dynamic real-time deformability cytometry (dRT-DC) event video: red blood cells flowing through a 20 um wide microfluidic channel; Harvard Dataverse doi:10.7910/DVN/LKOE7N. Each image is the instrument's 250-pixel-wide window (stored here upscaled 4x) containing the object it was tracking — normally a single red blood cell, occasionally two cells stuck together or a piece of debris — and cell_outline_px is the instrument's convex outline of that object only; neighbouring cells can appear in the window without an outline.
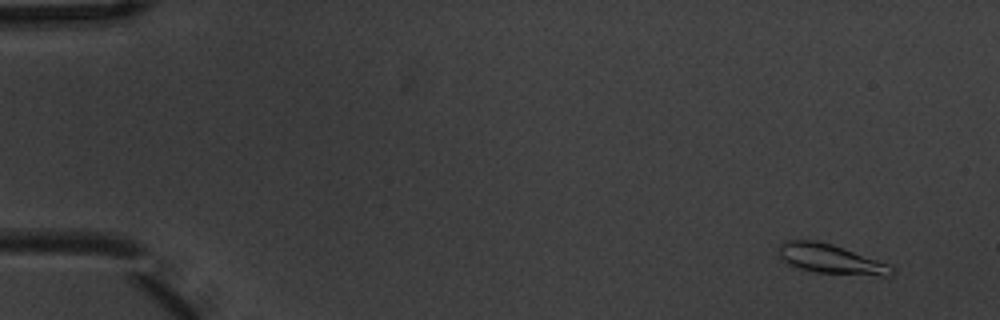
{"species": "common noctule bat (a hibernating species)", "species_latin": "Nyctalus noctula", "temperature_condition": "warm", "stored_images_in_passage": 10, "camera_frame_rate_fps": 3000, "um_per_image_px": 0.085, "animal": {"sex": "male", "body_mass_g": 20.1, "forearm_length_mm": 53.5}, "frame": {"image": 1, "passage_image": 1, "time_ms": 0.0, "image_size_px": [1000, 320], "cell_outline_px": [[896, 272], [892, 276], [880, 276], [816, 272], [796, 268], [788, 264], [780, 256], [780, 244], [784, 240], [812, 240], [832, 244], [888, 264]], "centroid_in_image_um": [70.61, 22.03], "position_along_channel_um": 14.4, "area_um2": 19.19}}
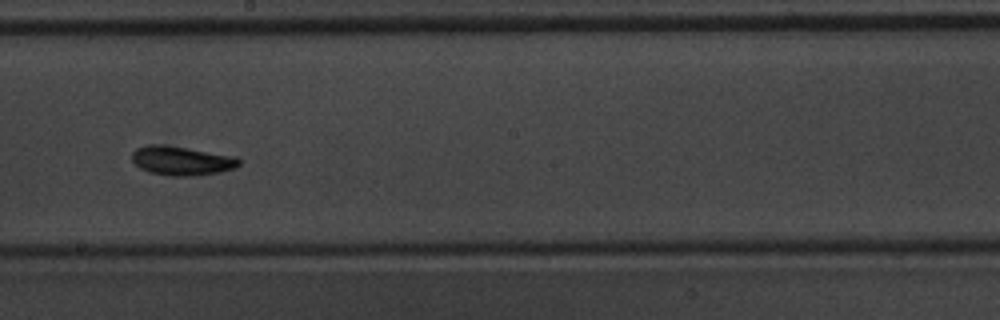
{"frame": {"image": 2, "passage_image": 9, "time_ms": 2.667, "image_size_px": [1000, 320], "cell_outline_px": [[240, 164], [236, 168], [220, 172], [196, 176], [172, 176], [152, 172], [140, 168], [132, 160], [132, 152], [136, 148], [148, 144], [160, 144], [188, 148], [236, 156], [240, 160]], "centroid_in_image_um": [15.46, 13.66], "position_along_channel_um": 232.7, "area_um2": 18.21}}
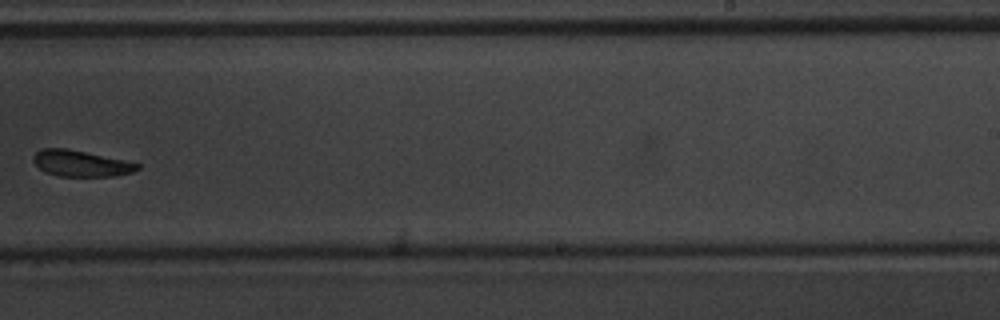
{"frame": {"image": 3, "passage_image": 10, "time_ms": 3.0, "image_size_px": [1000, 320], "cell_outline_px": [[140, 168], [132, 172], [116, 176], [60, 176], [48, 172], [40, 168], [32, 160], [32, 156], [40, 148], [68, 148], [140, 164]], "centroid_in_image_um": [6.85, 13.88], "position_along_channel_um": 282.1, "area_um2": 15.66}}